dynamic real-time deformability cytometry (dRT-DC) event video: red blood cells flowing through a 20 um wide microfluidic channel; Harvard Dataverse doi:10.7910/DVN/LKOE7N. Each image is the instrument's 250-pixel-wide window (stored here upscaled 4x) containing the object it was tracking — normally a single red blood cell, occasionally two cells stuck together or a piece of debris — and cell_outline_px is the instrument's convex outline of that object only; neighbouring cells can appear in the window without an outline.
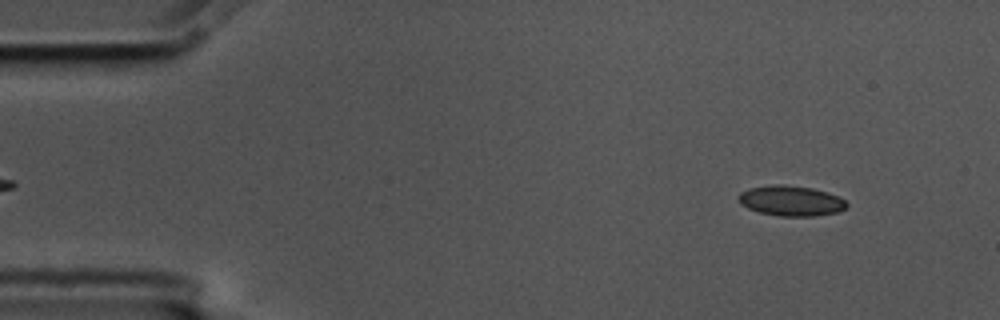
{"species": "common noctule bat (a hibernating species)", "species_latin": "Nyctalus noctula", "temperature_condition": "cold", "stored_images_in_passage": 55, "camera_frame_rate_fps": 3000, "um_per_image_px": 0.085, "animal": {"sex": "male", "body_mass_g": 17.5, "forearm_length_mm": 52.3}, "frame": {"image": 1, "passage_image": 5, "time_ms": 1.333, "image_size_px": [1000, 320], "cell_outline_px": [[848, 204], [844, 208], [836, 212], [816, 216], [780, 216], [760, 212], [748, 208], [740, 204], [736, 196], [740, 192], [748, 188], [776, 184], [780, 184], [812, 188], [828, 192], [840, 196]], "centroid_in_image_um": [67.2, 17.06], "position_along_channel_um": 17.8, "area_um2": 19.13}}
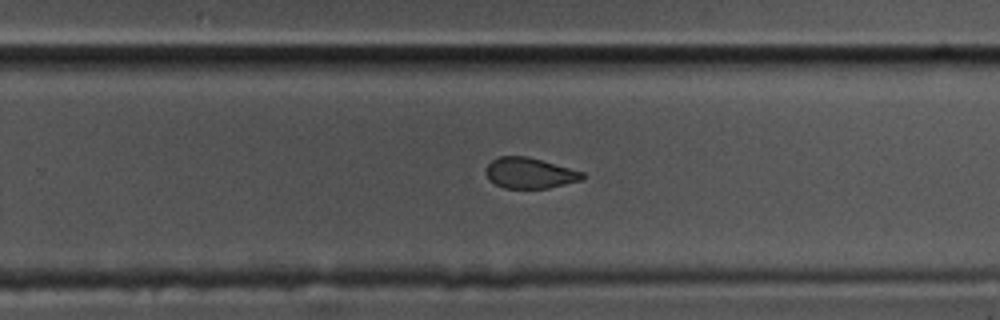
{"frame": {"image": 2, "passage_image": 35, "time_ms": 11.333, "image_size_px": [1000, 320], "cell_outline_px": [[584, 176], [580, 180], [548, 188], [504, 188], [496, 184], [484, 172], [488, 164], [492, 160], [500, 156], [528, 156], [584, 172]], "centroid_in_image_um": [45.01, 14.7], "position_along_channel_um": 284.8, "area_um2": 17.05}}
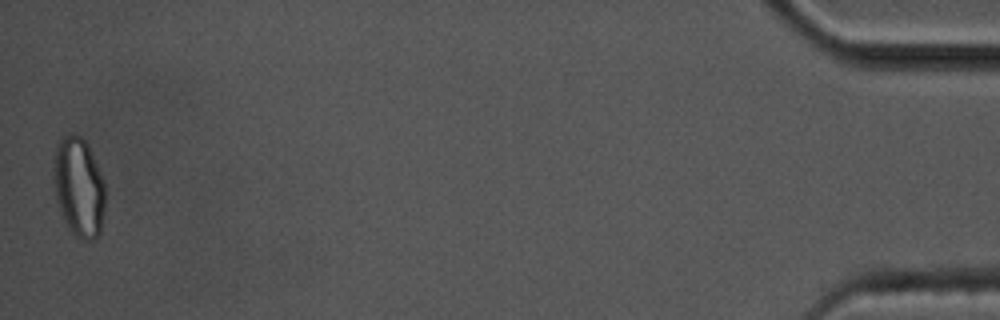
{"frame": {"image": 3, "passage_image": 55, "time_ms": 18.0, "image_size_px": [1000, 320], "cell_outline_px": [[104, 212], [100, 232], [92, 240], [84, 240], [72, 232], [68, 228], [56, 200], [52, 176], [56, 144], [64, 136], [72, 132], [80, 136], [88, 144], [104, 180]], "centroid_in_image_um": [6.68, 15.87], "position_along_channel_um": 428.5, "area_um2": 30.0}, "authors_computed_cell_mechanics": {"area_um2": 18.6694, "velocity_mm_per_s": 3.5647, "shape_relaxation_time_tau1_ms": null, "shape_relaxation_time_tau2_ms": 1.9329, "deformation_change_tau1": null, "deformation_change_tau2": 0.0815}}